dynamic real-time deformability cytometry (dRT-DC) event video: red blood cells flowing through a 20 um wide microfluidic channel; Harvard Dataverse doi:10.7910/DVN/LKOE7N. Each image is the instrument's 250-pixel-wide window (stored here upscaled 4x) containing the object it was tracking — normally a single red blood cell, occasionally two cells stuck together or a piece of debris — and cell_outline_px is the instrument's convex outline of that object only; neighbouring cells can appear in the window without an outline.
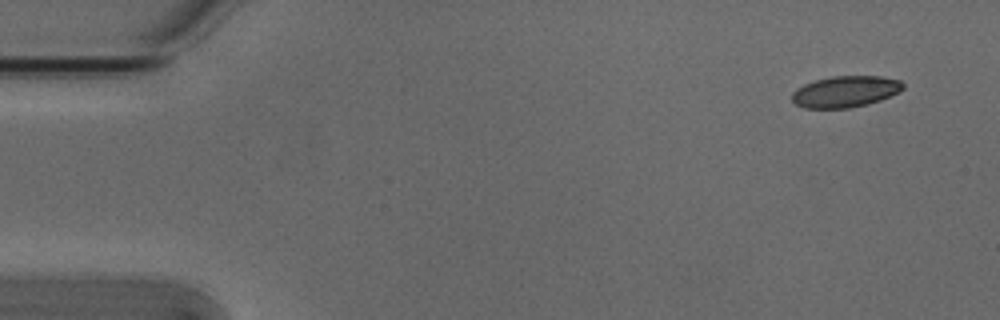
{"species": "Egyptian fruit bat (a non-hibernating species)", "species_latin": "Rousettus aegyptiacus", "temperature_condition": "cold", "stored_images_in_passage": 6, "camera_frame_rate_fps": 3000, "um_per_image_px": 0.085, "animal": {"sex": "male"}, "frame": {"image": 1, "passage_image": 1, "time_ms": 0.0, "image_size_px": [1000, 320], "cell_outline_px": [[904, 88], [900, 92], [880, 100], [868, 104], [848, 108], [804, 108], [796, 104], [792, 100], [792, 92], [796, 88], [804, 84], [816, 80], [832, 76], [880, 76], [900, 80], [904, 84]], "centroid_in_image_um": [71.86, 7.78], "position_along_channel_um": 13.1, "area_um2": 20.35}}
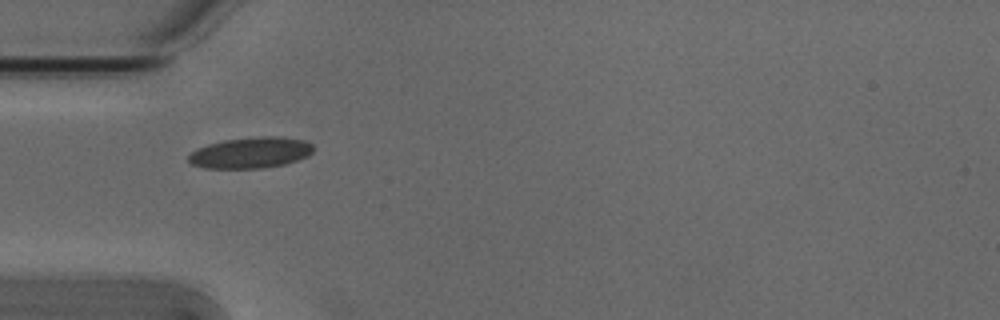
{"frame": {"image": 2, "passage_image": 4, "time_ms": 1.0, "image_size_px": [1000, 320], "cell_outline_px": [[312, 152], [308, 156], [284, 164], [264, 168], [204, 168], [192, 164], [188, 160], [188, 156], [196, 148], [208, 144], [224, 140], [260, 136], [280, 136], [304, 140], [312, 144]], "centroid_in_image_um": [21.3, 12.97], "position_along_channel_um": 63.7, "area_um2": 22.54}}
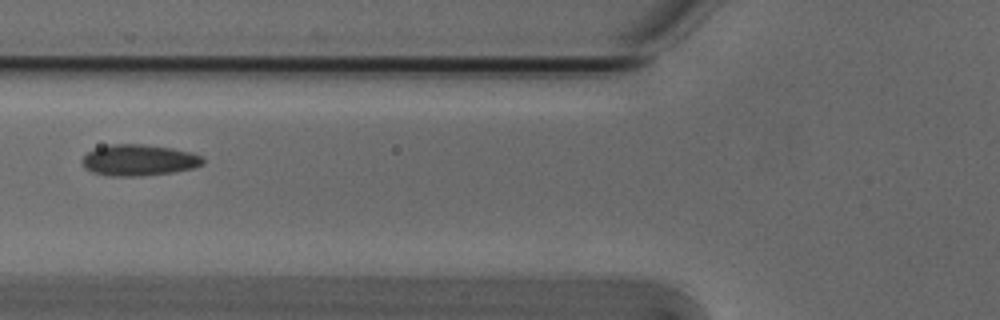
{"frame": {"image": 3, "passage_image": 5, "time_ms": 1.333, "image_size_px": [1000, 320], "cell_outline_px": [[204, 164], [192, 168], [172, 172], [140, 176], [108, 176], [92, 172], [84, 168], [84, 156], [88, 152], [96, 148], [108, 144], [144, 144], [172, 148], [192, 152], [200, 156], [204, 160]], "centroid_in_image_um": [11.81, 13.61], "position_along_channel_um": 114.0, "area_um2": 21.91}}